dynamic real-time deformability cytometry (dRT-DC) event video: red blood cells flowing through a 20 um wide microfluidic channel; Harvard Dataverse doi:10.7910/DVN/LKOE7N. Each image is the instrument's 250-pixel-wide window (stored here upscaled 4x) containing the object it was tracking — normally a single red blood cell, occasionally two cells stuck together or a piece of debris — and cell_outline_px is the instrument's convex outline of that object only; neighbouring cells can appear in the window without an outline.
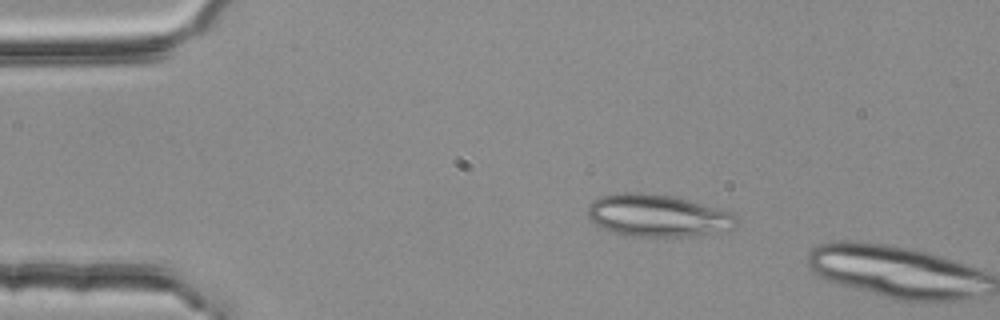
{"species": "common noctule bat (a hibernating species)", "species_latin": "Nyctalus noctula", "temperature_condition": "room temperature", "stored_images_in_passage": 2, "camera_frame_rate_fps": 3000, "um_per_image_px": 0.085, "animal": {"sex": "female", "body_mass_g": 25.1}, "frame": {"image": 1, "passage_image": 1, "time_ms": 0.0, "image_size_px": [1000, 320], "cell_outline_px": [[736, 228], [688, 236], [632, 236], [612, 232], [596, 224], [588, 216], [588, 208], [592, 200], [600, 196], [624, 192], [640, 192], [676, 196], [720, 208], [732, 212], [736, 216]], "centroid_in_image_um": [55.91, 18.3], "position_along_channel_um": 29.1, "area_um2": 36.59}}